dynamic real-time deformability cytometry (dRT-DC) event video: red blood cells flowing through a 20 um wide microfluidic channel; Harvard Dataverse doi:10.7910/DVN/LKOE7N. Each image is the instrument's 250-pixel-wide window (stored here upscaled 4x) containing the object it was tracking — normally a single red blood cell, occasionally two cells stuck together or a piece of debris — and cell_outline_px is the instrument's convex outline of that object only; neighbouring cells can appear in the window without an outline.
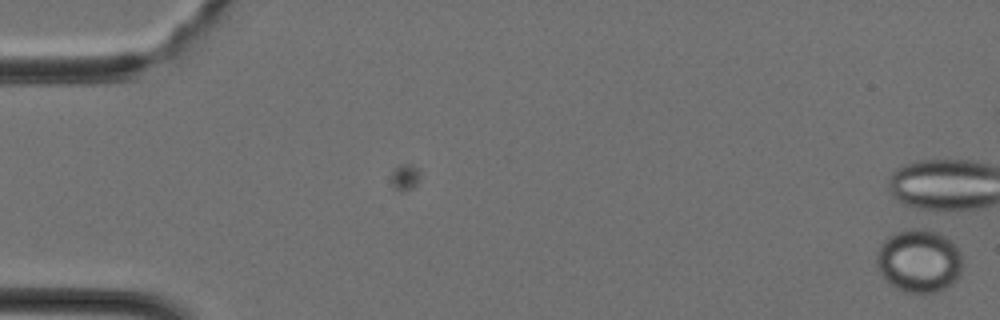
{"species": "Egyptian fruit bat (a non-hibernating species)", "species_latin": "Rousettus aegyptiacus", "temperature_condition": "cold", "stored_images_in_passage": 2, "camera_frame_rate_fps": 3000, "um_per_image_px": 0.085, "animal": {"sex": "female"}, "frame": {"image": 1, "passage_image": 2, "time_ms": 0.333, "image_size_px": [1000, 320], "cell_outline_px": [[960, 276], [952, 284], [936, 292], [904, 292], [896, 288], [884, 280], [876, 264], [876, 252], [880, 244], [888, 236], [896, 232], [912, 228], [936, 232], [952, 240], [956, 244], [960, 252]], "centroid_in_image_um": [78.09, 22.17], "position_along_channel_um": 6.9, "area_um2": 31.62}}